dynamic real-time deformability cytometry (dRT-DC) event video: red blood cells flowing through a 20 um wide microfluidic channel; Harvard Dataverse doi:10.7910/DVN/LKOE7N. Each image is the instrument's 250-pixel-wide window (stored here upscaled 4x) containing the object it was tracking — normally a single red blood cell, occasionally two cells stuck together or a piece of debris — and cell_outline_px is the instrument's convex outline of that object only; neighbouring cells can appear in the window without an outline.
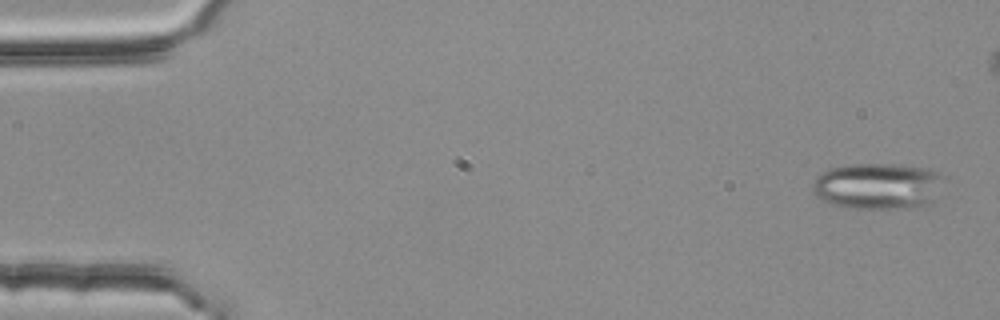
{"species": "common noctule bat (a hibernating species)", "species_latin": "Nyctalus noctula", "temperature_condition": "room temperature", "stored_images_in_passage": 4, "camera_frame_rate_fps": 3000, "um_per_image_px": 0.085, "animal": {"sex": "female", "body_mass_g": 25.1}, "frame": {"image": 1, "passage_image": 1, "time_ms": 0.0, "image_size_px": [1000, 320], "cell_outline_px": [[944, 176], [932, 200], [924, 204], [908, 208], [852, 208], [832, 204], [820, 200], [812, 192], [812, 184], [816, 176], [820, 172], [828, 168], [848, 164], [892, 164], [924, 168], [936, 172]], "centroid_in_image_um": [74.5, 15.8], "position_along_channel_um": 10.5, "area_um2": 35.2}}